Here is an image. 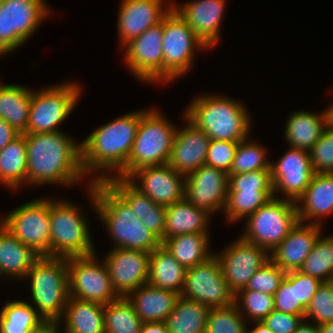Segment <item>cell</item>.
<instances>
[{
	"instance_id": "6da1fadb",
	"label": "cell",
	"mask_w": 333,
	"mask_h": 333,
	"mask_svg": "<svg viewBox=\"0 0 333 333\" xmlns=\"http://www.w3.org/2000/svg\"><path fill=\"white\" fill-rule=\"evenodd\" d=\"M27 184H71L85 175L81 163V144L63 133L25 134Z\"/></svg>"
},
{
	"instance_id": "7a4b0ae2",
	"label": "cell",
	"mask_w": 333,
	"mask_h": 333,
	"mask_svg": "<svg viewBox=\"0 0 333 333\" xmlns=\"http://www.w3.org/2000/svg\"><path fill=\"white\" fill-rule=\"evenodd\" d=\"M139 122L140 111L128 113L102 125L80 143L85 175L90 172L102 173L92 178L91 182L105 181L111 176L125 178V164L130 156ZM111 170L116 174L108 175L112 173Z\"/></svg>"
},
{
	"instance_id": "3957f363",
	"label": "cell",
	"mask_w": 333,
	"mask_h": 333,
	"mask_svg": "<svg viewBox=\"0 0 333 333\" xmlns=\"http://www.w3.org/2000/svg\"><path fill=\"white\" fill-rule=\"evenodd\" d=\"M89 185L93 207L115 242L113 248H125L151 253L162 241L140 221L129 205L105 182Z\"/></svg>"
},
{
	"instance_id": "277c9868",
	"label": "cell",
	"mask_w": 333,
	"mask_h": 333,
	"mask_svg": "<svg viewBox=\"0 0 333 333\" xmlns=\"http://www.w3.org/2000/svg\"><path fill=\"white\" fill-rule=\"evenodd\" d=\"M246 110L231 98L205 94L192 100L184 114L211 140L240 142L248 138L251 125Z\"/></svg>"
},
{
	"instance_id": "5b68a950",
	"label": "cell",
	"mask_w": 333,
	"mask_h": 333,
	"mask_svg": "<svg viewBox=\"0 0 333 333\" xmlns=\"http://www.w3.org/2000/svg\"><path fill=\"white\" fill-rule=\"evenodd\" d=\"M28 277L34 308L45 320H61L69 298L66 258L40 256Z\"/></svg>"
},
{
	"instance_id": "8992f818",
	"label": "cell",
	"mask_w": 333,
	"mask_h": 333,
	"mask_svg": "<svg viewBox=\"0 0 333 333\" xmlns=\"http://www.w3.org/2000/svg\"><path fill=\"white\" fill-rule=\"evenodd\" d=\"M175 128L157 109L140 111V122L130 156L125 164V178L134 171L167 164L174 142Z\"/></svg>"
},
{
	"instance_id": "52a82bcc",
	"label": "cell",
	"mask_w": 333,
	"mask_h": 333,
	"mask_svg": "<svg viewBox=\"0 0 333 333\" xmlns=\"http://www.w3.org/2000/svg\"><path fill=\"white\" fill-rule=\"evenodd\" d=\"M73 203L50 198V257L69 258L95 253L88 223Z\"/></svg>"
},
{
	"instance_id": "ba28073f",
	"label": "cell",
	"mask_w": 333,
	"mask_h": 333,
	"mask_svg": "<svg viewBox=\"0 0 333 333\" xmlns=\"http://www.w3.org/2000/svg\"><path fill=\"white\" fill-rule=\"evenodd\" d=\"M242 238L272 252L297 224V203L285 198H271L247 217Z\"/></svg>"
},
{
	"instance_id": "9c48e42d",
	"label": "cell",
	"mask_w": 333,
	"mask_h": 333,
	"mask_svg": "<svg viewBox=\"0 0 333 333\" xmlns=\"http://www.w3.org/2000/svg\"><path fill=\"white\" fill-rule=\"evenodd\" d=\"M81 88L76 82L46 87L31 95L29 122L24 134L60 131L58 126L78 103Z\"/></svg>"
},
{
	"instance_id": "30bf717a",
	"label": "cell",
	"mask_w": 333,
	"mask_h": 333,
	"mask_svg": "<svg viewBox=\"0 0 333 333\" xmlns=\"http://www.w3.org/2000/svg\"><path fill=\"white\" fill-rule=\"evenodd\" d=\"M195 48L207 49L187 22L172 8L163 18V82L173 81L190 70L194 63Z\"/></svg>"
},
{
	"instance_id": "8fae6325",
	"label": "cell",
	"mask_w": 333,
	"mask_h": 333,
	"mask_svg": "<svg viewBox=\"0 0 333 333\" xmlns=\"http://www.w3.org/2000/svg\"><path fill=\"white\" fill-rule=\"evenodd\" d=\"M0 219L13 236L36 254L50 257V199H35Z\"/></svg>"
},
{
	"instance_id": "7c38bea8",
	"label": "cell",
	"mask_w": 333,
	"mask_h": 333,
	"mask_svg": "<svg viewBox=\"0 0 333 333\" xmlns=\"http://www.w3.org/2000/svg\"><path fill=\"white\" fill-rule=\"evenodd\" d=\"M50 11L45 0H2L0 11V55L26 42Z\"/></svg>"
},
{
	"instance_id": "4fadbf2b",
	"label": "cell",
	"mask_w": 333,
	"mask_h": 333,
	"mask_svg": "<svg viewBox=\"0 0 333 333\" xmlns=\"http://www.w3.org/2000/svg\"><path fill=\"white\" fill-rule=\"evenodd\" d=\"M95 254L66 258L69 297L106 305L119 296L112 288L105 262L98 263Z\"/></svg>"
},
{
	"instance_id": "5bb4252c",
	"label": "cell",
	"mask_w": 333,
	"mask_h": 333,
	"mask_svg": "<svg viewBox=\"0 0 333 333\" xmlns=\"http://www.w3.org/2000/svg\"><path fill=\"white\" fill-rule=\"evenodd\" d=\"M180 296L198 301L210 308L234 304L235 294L223 276L218 258L213 253L206 261L186 270Z\"/></svg>"
},
{
	"instance_id": "9a60e30c",
	"label": "cell",
	"mask_w": 333,
	"mask_h": 333,
	"mask_svg": "<svg viewBox=\"0 0 333 333\" xmlns=\"http://www.w3.org/2000/svg\"><path fill=\"white\" fill-rule=\"evenodd\" d=\"M163 20L137 36L124 47L128 69L139 80L163 81Z\"/></svg>"
},
{
	"instance_id": "2e32d148",
	"label": "cell",
	"mask_w": 333,
	"mask_h": 333,
	"mask_svg": "<svg viewBox=\"0 0 333 333\" xmlns=\"http://www.w3.org/2000/svg\"><path fill=\"white\" fill-rule=\"evenodd\" d=\"M268 252L242 237L216 257L229 289L236 294L244 289L254 273L270 260Z\"/></svg>"
},
{
	"instance_id": "e0dca14e",
	"label": "cell",
	"mask_w": 333,
	"mask_h": 333,
	"mask_svg": "<svg viewBox=\"0 0 333 333\" xmlns=\"http://www.w3.org/2000/svg\"><path fill=\"white\" fill-rule=\"evenodd\" d=\"M270 174L274 197L282 192L285 199L297 202L315 173L309 152L290 147L276 163L271 162Z\"/></svg>"
},
{
	"instance_id": "ac0fdd59",
	"label": "cell",
	"mask_w": 333,
	"mask_h": 333,
	"mask_svg": "<svg viewBox=\"0 0 333 333\" xmlns=\"http://www.w3.org/2000/svg\"><path fill=\"white\" fill-rule=\"evenodd\" d=\"M228 184L227 172L204 164L185 176L184 198L213 215L226 207Z\"/></svg>"
},
{
	"instance_id": "d6986e66",
	"label": "cell",
	"mask_w": 333,
	"mask_h": 333,
	"mask_svg": "<svg viewBox=\"0 0 333 333\" xmlns=\"http://www.w3.org/2000/svg\"><path fill=\"white\" fill-rule=\"evenodd\" d=\"M150 253L139 250L113 248L104 258L112 288L119 297H126L147 284Z\"/></svg>"
},
{
	"instance_id": "ffe728a7",
	"label": "cell",
	"mask_w": 333,
	"mask_h": 333,
	"mask_svg": "<svg viewBox=\"0 0 333 333\" xmlns=\"http://www.w3.org/2000/svg\"><path fill=\"white\" fill-rule=\"evenodd\" d=\"M135 178L140 180V186ZM127 179L156 204L168 206L184 199L185 175L176 172L168 164L138 169Z\"/></svg>"
},
{
	"instance_id": "44dd1931",
	"label": "cell",
	"mask_w": 333,
	"mask_h": 333,
	"mask_svg": "<svg viewBox=\"0 0 333 333\" xmlns=\"http://www.w3.org/2000/svg\"><path fill=\"white\" fill-rule=\"evenodd\" d=\"M163 1L122 0L117 23L120 47H124L150 27L162 22L173 6V3H170L163 8Z\"/></svg>"
},
{
	"instance_id": "7402d4cb",
	"label": "cell",
	"mask_w": 333,
	"mask_h": 333,
	"mask_svg": "<svg viewBox=\"0 0 333 333\" xmlns=\"http://www.w3.org/2000/svg\"><path fill=\"white\" fill-rule=\"evenodd\" d=\"M183 116L187 126L181 130L177 129L167 164L176 172L186 176L205 164L211 139L203 130L190 122L185 115Z\"/></svg>"
},
{
	"instance_id": "603a6c76",
	"label": "cell",
	"mask_w": 333,
	"mask_h": 333,
	"mask_svg": "<svg viewBox=\"0 0 333 333\" xmlns=\"http://www.w3.org/2000/svg\"><path fill=\"white\" fill-rule=\"evenodd\" d=\"M225 6V0H192L183 6L173 4L172 8L210 49L218 42Z\"/></svg>"
},
{
	"instance_id": "cb8c5ba5",
	"label": "cell",
	"mask_w": 333,
	"mask_h": 333,
	"mask_svg": "<svg viewBox=\"0 0 333 333\" xmlns=\"http://www.w3.org/2000/svg\"><path fill=\"white\" fill-rule=\"evenodd\" d=\"M321 225L298 221L286 238L269 252L270 260L284 271L299 270L321 232Z\"/></svg>"
},
{
	"instance_id": "d4e9b609",
	"label": "cell",
	"mask_w": 333,
	"mask_h": 333,
	"mask_svg": "<svg viewBox=\"0 0 333 333\" xmlns=\"http://www.w3.org/2000/svg\"><path fill=\"white\" fill-rule=\"evenodd\" d=\"M296 203L300 222L314 218L310 224L322 225L320 218L333 213V173H315Z\"/></svg>"
},
{
	"instance_id": "484cf974",
	"label": "cell",
	"mask_w": 333,
	"mask_h": 333,
	"mask_svg": "<svg viewBox=\"0 0 333 333\" xmlns=\"http://www.w3.org/2000/svg\"><path fill=\"white\" fill-rule=\"evenodd\" d=\"M132 296V297H131ZM180 294L145 284L129 293L126 298L143 322H164L172 312Z\"/></svg>"
},
{
	"instance_id": "4316f807",
	"label": "cell",
	"mask_w": 333,
	"mask_h": 333,
	"mask_svg": "<svg viewBox=\"0 0 333 333\" xmlns=\"http://www.w3.org/2000/svg\"><path fill=\"white\" fill-rule=\"evenodd\" d=\"M285 138L289 146L310 151L330 123L329 108L321 114L297 111L286 122Z\"/></svg>"
},
{
	"instance_id": "83f0119b",
	"label": "cell",
	"mask_w": 333,
	"mask_h": 333,
	"mask_svg": "<svg viewBox=\"0 0 333 333\" xmlns=\"http://www.w3.org/2000/svg\"><path fill=\"white\" fill-rule=\"evenodd\" d=\"M211 214L194 206L185 198L166 206L164 240L180 234H208V221Z\"/></svg>"
},
{
	"instance_id": "f1b7e54d",
	"label": "cell",
	"mask_w": 333,
	"mask_h": 333,
	"mask_svg": "<svg viewBox=\"0 0 333 333\" xmlns=\"http://www.w3.org/2000/svg\"><path fill=\"white\" fill-rule=\"evenodd\" d=\"M40 256L0 223V276L23 278Z\"/></svg>"
},
{
	"instance_id": "f546056e",
	"label": "cell",
	"mask_w": 333,
	"mask_h": 333,
	"mask_svg": "<svg viewBox=\"0 0 333 333\" xmlns=\"http://www.w3.org/2000/svg\"><path fill=\"white\" fill-rule=\"evenodd\" d=\"M186 270L161 245L150 253L147 284L180 294L184 287Z\"/></svg>"
},
{
	"instance_id": "4dcf8cb0",
	"label": "cell",
	"mask_w": 333,
	"mask_h": 333,
	"mask_svg": "<svg viewBox=\"0 0 333 333\" xmlns=\"http://www.w3.org/2000/svg\"><path fill=\"white\" fill-rule=\"evenodd\" d=\"M104 306L69 297L61 318L65 319L64 333H105Z\"/></svg>"
},
{
	"instance_id": "1f68e13d",
	"label": "cell",
	"mask_w": 333,
	"mask_h": 333,
	"mask_svg": "<svg viewBox=\"0 0 333 333\" xmlns=\"http://www.w3.org/2000/svg\"><path fill=\"white\" fill-rule=\"evenodd\" d=\"M32 90L15 84L0 83V118L24 134L29 122Z\"/></svg>"
},
{
	"instance_id": "d6a6232c",
	"label": "cell",
	"mask_w": 333,
	"mask_h": 333,
	"mask_svg": "<svg viewBox=\"0 0 333 333\" xmlns=\"http://www.w3.org/2000/svg\"><path fill=\"white\" fill-rule=\"evenodd\" d=\"M210 307L180 296L165 319L169 333H205Z\"/></svg>"
},
{
	"instance_id": "836d02e7",
	"label": "cell",
	"mask_w": 333,
	"mask_h": 333,
	"mask_svg": "<svg viewBox=\"0 0 333 333\" xmlns=\"http://www.w3.org/2000/svg\"><path fill=\"white\" fill-rule=\"evenodd\" d=\"M209 241V234H180L166 238L162 242V246L188 269L206 261L213 255L209 251Z\"/></svg>"
},
{
	"instance_id": "e575fe53",
	"label": "cell",
	"mask_w": 333,
	"mask_h": 333,
	"mask_svg": "<svg viewBox=\"0 0 333 333\" xmlns=\"http://www.w3.org/2000/svg\"><path fill=\"white\" fill-rule=\"evenodd\" d=\"M25 134H20L0 150V182L13 191L27 183Z\"/></svg>"
},
{
	"instance_id": "d590c367",
	"label": "cell",
	"mask_w": 333,
	"mask_h": 333,
	"mask_svg": "<svg viewBox=\"0 0 333 333\" xmlns=\"http://www.w3.org/2000/svg\"><path fill=\"white\" fill-rule=\"evenodd\" d=\"M24 301L6 302L0 312V333H32L45 319Z\"/></svg>"
},
{
	"instance_id": "8d00e7d4",
	"label": "cell",
	"mask_w": 333,
	"mask_h": 333,
	"mask_svg": "<svg viewBox=\"0 0 333 333\" xmlns=\"http://www.w3.org/2000/svg\"><path fill=\"white\" fill-rule=\"evenodd\" d=\"M143 321L126 297L104 306L105 333H140Z\"/></svg>"
},
{
	"instance_id": "74e56055",
	"label": "cell",
	"mask_w": 333,
	"mask_h": 333,
	"mask_svg": "<svg viewBox=\"0 0 333 333\" xmlns=\"http://www.w3.org/2000/svg\"><path fill=\"white\" fill-rule=\"evenodd\" d=\"M303 274L329 282L333 276V236L316 239L312 251L299 269Z\"/></svg>"
},
{
	"instance_id": "f35d334b",
	"label": "cell",
	"mask_w": 333,
	"mask_h": 333,
	"mask_svg": "<svg viewBox=\"0 0 333 333\" xmlns=\"http://www.w3.org/2000/svg\"><path fill=\"white\" fill-rule=\"evenodd\" d=\"M274 197L273 191H228L226 220L229 222L247 218Z\"/></svg>"
},
{
	"instance_id": "ab89813d",
	"label": "cell",
	"mask_w": 333,
	"mask_h": 333,
	"mask_svg": "<svg viewBox=\"0 0 333 333\" xmlns=\"http://www.w3.org/2000/svg\"><path fill=\"white\" fill-rule=\"evenodd\" d=\"M247 140L248 138L238 143L233 164L228 175L257 170H270L271 162L267 160L264 146Z\"/></svg>"
},
{
	"instance_id": "60d3db41",
	"label": "cell",
	"mask_w": 333,
	"mask_h": 333,
	"mask_svg": "<svg viewBox=\"0 0 333 333\" xmlns=\"http://www.w3.org/2000/svg\"><path fill=\"white\" fill-rule=\"evenodd\" d=\"M234 297V304L237 306L242 316L244 318H251L253 322H261L274 310V296L267 293L253 290H240Z\"/></svg>"
},
{
	"instance_id": "b9f144b4",
	"label": "cell",
	"mask_w": 333,
	"mask_h": 333,
	"mask_svg": "<svg viewBox=\"0 0 333 333\" xmlns=\"http://www.w3.org/2000/svg\"><path fill=\"white\" fill-rule=\"evenodd\" d=\"M244 317L235 304L210 308L205 333H246Z\"/></svg>"
},
{
	"instance_id": "7bdbcfd3",
	"label": "cell",
	"mask_w": 333,
	"mask_h": 333,
	"mask_svg": "<svg viewBox=\"0 0 333 333\" xmlns=\"http://www.w3.org/2000/svg\"><path fill=\"white\" fill-rule=\"evenodd\" d=\"M105 182L129 205L139 219L156 204L126 178L111 176Z\"/></svg>"
},
{
	"instance_id": "ee69618b",
	"label": "cell",
	"mask_w": 333,
	"mask_h": 333,
	"mask_svg": "<svg viewBox=\"0 0 333 333\" xmlns=\"http://www.w3.org/2000/svg\"><path fill=\"white\" fill-rule=\"evenodd\" d=\"M314 319L316 325L333 321V284L322 282L306 308L304 319Z\"/></svg>"
},
{
	"instance_id": "f6af8a7d",
	"label": "cell",
	"mask_w": 333,
	"mask_h": 333,
	"mask_svg": "<svg viewBox=\"0 0 333 333\" xmlns=\"http://www.w3.org/2000/svg\"><path fill=\"white\" fill-rule=\"evenodd\" d=\"M286 273V271L269 260L254 273L247 286L241 290H253L274 296Z\"/></svg>"
},
{
	"instance_id": "bcb514c9",
	"label": "cell",
	"mask_w": 333,
	"mask_h": 333,
	"mask_svg": "<svg viewBox=\"0 0 333 333\" xmlns=\"http://www.w3.org/2000/svg\"><path fill=\"white\" fill-rule=\"evenodd\" d=\"M309 154L314 173H333V124L329 123Z\"/></svg>"
},
{
	"instance_id": "7dc6e473",
	"label": "cell",
	"mask_w": 333,
	"mask_h": 333,
	"mask_svg": "<svg viewBox=\"0 0 333 333\" xmlns=\"http://www.w3.org/2000/svg\"><path fill=\"white\" fill-rule=\"evenodd\" d=\"M228 191H273L270 170H257L229 175Z\"/></svg>"
},
{
	"instance_id": "c3c4849f",
	"label": "cell",
	"mask_w": 333,
	"mask_h": 333,
	"mask_svg": "<svg viewBox=\"0 0 333 333\" xmlns=\"http://www.w3.org/2000/svg\"><path fill=\"white\" fill-rule=\"evenodd\" d=\"M239 142L211 140L205 159V165L230 172Z\"/></svg>"
},
{
	"instance_id": "681fc988",
	"label": "cell",
	"mask_w": 333,
	"mask_h": 333,
	"mask_svg": "<svg viewBox=\"0 0 333 333\" xmlns=\"http://www.w3.org/2000/svg\"><path fill=\"white\" fill-rule=\"evenodd\" d=\"M274 310L285 313L301 315L304 318L306 309L296 305L295 286H292V271H288L284 280L274 294Z\"/></svg>"
},
{
	"instance_id": "f907efd6",
	"label": "cell",
	"mask_w": 333,
	"mask_h": 333,
	"mask_svg": "<svg viewBox=\"0 0 333 333\" xmlns=\"http://www.w3.org/2000/svg\"><path fill=\"white\" fill-rule=\"evenodd\" d=\"M321 284L322 281L318 278L293 270L292 286H295L296 305H302L306 309Z\"/></svg>"
},
{
	"instance_id": "816d5d0a",
	"label": "cell",
	"mask_w": 333,
	"mask_h": 333,
	"mask_svg": "<svg viewBox=\"0 0 333 333\" xmlns=\"http://www.w3.org/2000/svg\"><path fill=\"white\" fill-rule=\"evenodd\" d=\"M304 320L301 315L285 314L273 310L262 322L274 333H293Z\"/></svg>"
},
{
	"instance_id": "f5cc1de1",
	"label": "cell",
	"mask_w": 333,
	"mask_h": 333,
	"mask_svg": "<svg viewBox=\"0 0 333 333\" xmlns=\"http://www.w3.org/2000/svg\"><path fill=\"white\" fill-rule=\"evenodd\" d=\"M165 213L166 206L155 204L140 219L148 230L154 233L162 242L164 241Z\"/></svg>"
},
{
	"instance_id": "db71d44e",
	"label": "cell",
	"mask_w": 333,
	"mask_h": 333,
	"mask_svg": "<svg viewBox=\"0 0 333 333\" xmlns=\"http://www.w3.org/2000/svg\"><path fill=\"white\" fill-rule=\"evenodd\" d=\"M20 135L11 125L0 118V150Z\"/></svg>"
},
{
	"instance_id": "11a10c76",
	"label": "cell",
	"mask_w": 333,
	"mask_h": 333,
	"mask_svg": "<svg viewBox=\"0 0 333 333\" xmlns=\"http://www.w3.org/2000/svg\"><path fill=\"white\" fill-rule=\"evenodd\" d=\"M140 333H169L165 322H143Z\"/></svg>"
},
{
	"instance_id": "9f6ffc18",
	"label": "cell",
	"mask_w": 333,
	"mask_h": 333,
	"mask_svg": "<svg viewBox=\"0 0 333 333\" xmlns=\"http://www.w3.org/2000/svg\"><path fill=\"white\" fill-rule=\"evenodd\" d=\"M60 320H44L32 333H60Z\"/></svg>"
},
{
	"instance_id": "6f0895ef",
	"label": "cell",
	"mask_w": 333,
	"mask_h": 333,
	"mask_svg": "<svg viewBox=\"0 0 333 333\" xmlns=\"http://www.w3.org/2000/svg\"><path fill=\"white\" fill-rule=\"evenodd\" d=\"M293 333H320L318 325L305 322V320L298 325Z\"/></svg>"
},
{
	"instance_id": "680465c9",
	"label": "cell",
	"mask_w": 333,
	"mask_h": 333,
	"mask_svg": "<svg viewBox=\"0 0 333 333\" xmlns=\"http://www.w3.org/2000/svg\"><path fill=\"white\" fill-rule=\"evenodd\" d=\"M254 329L248 331L246 327V333H274L270 328H268L262 321L254 322Z\"/></svg>"
},
{
	"instance_id": "91938a15",
	"label": "cell",
	"mask_w": 333,
	"mask_h": 333,
	"mask_svg": "<svg viewBox=\"0 0 333 333\" xmlns=\"http://www.w3.org/2000/svg\"><path fill=\"white\" fill-rule=\"evenodd\" d=\"M320 333H333V321L318 325Z\"/></svg>"
},
{
	"instance_id": "94428289",
	"label": "cell",
	"mask_w": 333,
	"mask_h": 333,
	"mask_svg": "<svg viewBox=\"0 0 333 333\" xmlns=\"http://www.w3.org/2000/svg\"><path fill=\"white\" fill-rule=\"evenodd\" d=\"M329 111H330V123L333 124V105L332 104L329 106Z\"/></svg>"
},
{
	"instance_id": "6125c7cd",
	"label": "cell",
	"mask_w": 333,
	"mask_h": 333,
	"mask_svg": "<svg viewBox=\"0 0 333 333\" xmlns=\"http://www.w3.org/2000/svg\"><path fill=\"white\" fill-rule=\"evenodd\" d=\"M1 6H2V0H0V11H1Z\"/></svg>"
}]
</instances>
